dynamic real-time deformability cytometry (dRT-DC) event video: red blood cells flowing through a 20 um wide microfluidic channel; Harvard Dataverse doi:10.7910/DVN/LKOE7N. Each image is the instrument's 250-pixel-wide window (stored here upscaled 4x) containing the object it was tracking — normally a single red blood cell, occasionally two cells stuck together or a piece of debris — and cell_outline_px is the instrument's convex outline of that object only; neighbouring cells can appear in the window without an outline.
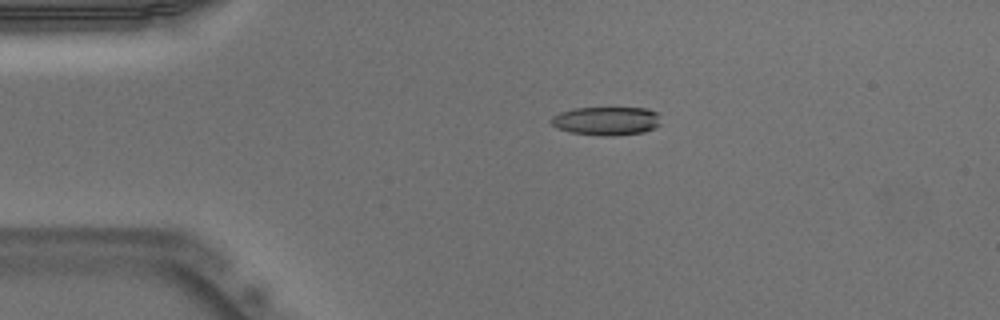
{"species": "Egyptian fruit bat (a non-hibernating species)", "species_latin": "Rousettus aegyptiacus", "temperature_condition": "warm", "stored_images_in_passage": 51, "camera_frame_rate_fps": 3000, "um_per_image_px": 0.085, "animal": {"sex": "male"}, "frame": {"image": 1, "passage_image": 11, "time_ms": 3.333, "image_size_px": [1000, 320], "cell_outline_px": [[660, 124], [656, 128], [644, 132], [612, 136], [604, 136], [568, 132], [556, 128], [548, 120], [552, 116], [560, 112], [572, 108], [648, 108], [656, 112]], "centroid_in_image_um": [51.5, 10.28], "position_along_channel_um": 33.5, "area_um2": 18.44}}
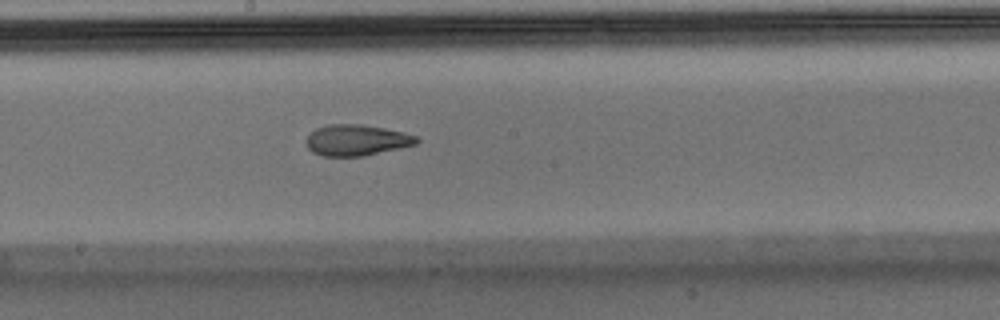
{"frame": {"image": 2, "passage_image": 28, "time_ms": 9.0, "image_size_px": [1000, 320], "cell_outline_px": [[420, 140], [416, 144], [400, 148], [364, 156], [324, 156], [312, 152], [308, 148], [304, 140], [316, 128], [328, 124], [360, 124], [384, 128], [404, 132], [416, 136]], "centroid_in_image_um": [30.29, 11.91], "position_along_channel_um": 217.9, "area_um2": 20.0}}
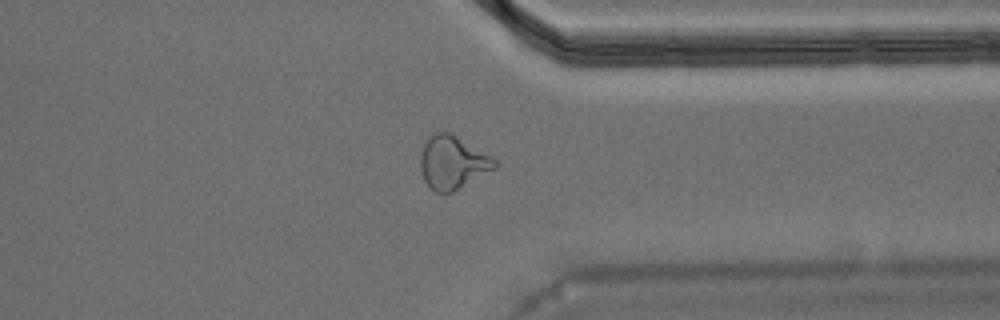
{"frame": {"image": 3, "passage_image": 40, "time_ms": 13.0, "image_size_px": [1000, 320], "cell_outline_px": [[496, 168], [452, 192], [436, 192], [424, 180], [420, 168], [420, 156], [424, 144], [428, 136], [436, 132], [452, 132], [492, 156], [496, 160]], "centroid_in_image_um": [38.47, 13.77], "position_along_channel_um": 372.9, "area_um2": 23.0}, "authors_computed_cell_mechanics": {"area_um2": 19.9988, "velocity_mm_per_s": 3.9496, "shape_relaxation_time_tau1_ms": null, "shape_relaxation_time_tau2_ms": 2.1675, "deformation_change_tau1": null, "deformation_change_tau2": 0.1017}}